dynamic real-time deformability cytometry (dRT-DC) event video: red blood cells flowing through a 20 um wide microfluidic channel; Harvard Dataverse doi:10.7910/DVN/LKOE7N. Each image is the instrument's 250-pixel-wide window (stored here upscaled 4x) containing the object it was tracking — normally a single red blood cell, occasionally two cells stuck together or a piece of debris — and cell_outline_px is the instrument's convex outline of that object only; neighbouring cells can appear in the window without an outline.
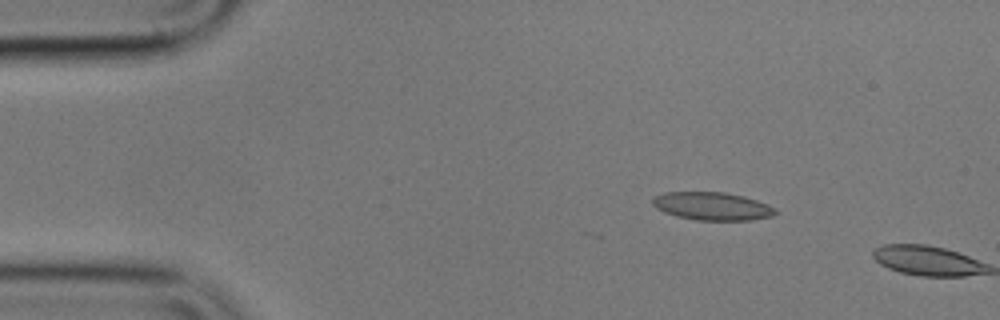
{"species": "common noctule bat (a hibernating species)", "species_latin": "Nyctalus noctula", "temperature_condition": "cold", "stored_images_in_passage": 2, "camera_frame_rate_fps": 3000, "um_per_image_px": 0.085, "animal": {"sex": "male", "body_mass_g": 17.9}, "frame": {"image": 1, "passage_image": 1, "time_ms": 0.0, "image_size_px": [1000, 320], "cell_outline_px": [[776, 212], [772, 216], [752, 220], [696, 220], [676, 216], [664, 212], [656, 208], [652, 204], [652, 196], [664, 192], [724, 192], [744, 196], [768, 204], [776, 208]], "centroid_in_image_um": [60.51, 17.52], "position_along_channel_um": 24.5, "area_um2": 20.17}}